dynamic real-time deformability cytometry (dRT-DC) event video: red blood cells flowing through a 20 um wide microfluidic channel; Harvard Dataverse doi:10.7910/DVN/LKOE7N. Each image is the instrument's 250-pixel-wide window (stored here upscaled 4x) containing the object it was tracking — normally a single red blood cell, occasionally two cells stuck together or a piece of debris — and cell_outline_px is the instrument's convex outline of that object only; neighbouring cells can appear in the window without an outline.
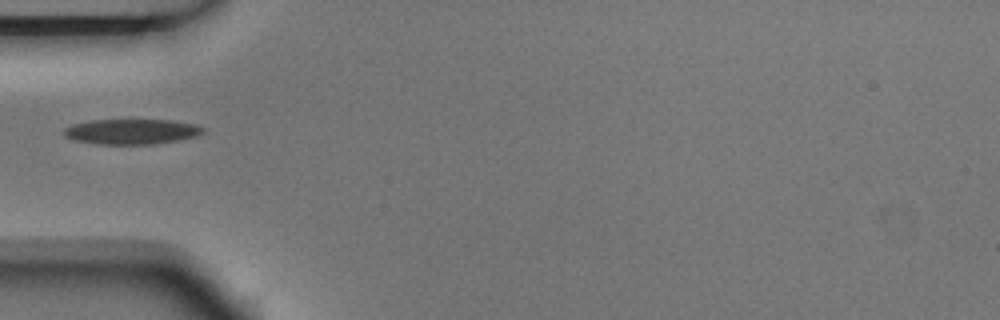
{"species": "Egyptian fruit bat (a non-hibernating species)", "species_latin": "Rousettus aegyptiacus", "temperature_condition": "room temperature", "stored_images_in_passage": 1, "camera_frame_rate_fps": 3000, "um_per_image_px": 0.085, "animal": {"sex": "male"}, "frame": {"image": 1, "passage_image": 1, "time_ms": 0.0, "image_size_px": [1000, 320], "cell_outline_px": [[204, 132], [196, 136], [156, 144], [96, 144], [72, 140], [64, 136], [64, 128], [72, 124], [88, 120], [172, 120], [196, 124], [204, 128]], "centroid_in_image_um": [11.15, 11.18], "position_along_channel_um": 73.9, "area_um2": 20.58}}